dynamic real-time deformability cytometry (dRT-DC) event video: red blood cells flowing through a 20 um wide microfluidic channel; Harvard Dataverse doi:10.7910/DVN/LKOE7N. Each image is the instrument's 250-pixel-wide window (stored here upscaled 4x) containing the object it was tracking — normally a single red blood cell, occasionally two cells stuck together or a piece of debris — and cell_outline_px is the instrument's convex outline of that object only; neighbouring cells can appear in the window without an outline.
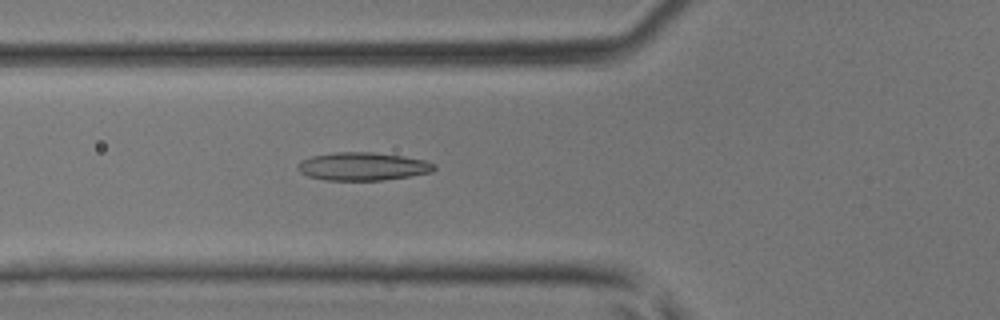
{"species": "common noctule bat (a hibernating species)", "species_latin": "Nyctalus noctula", "temperature_condition": "room temperature", "stored_images_in_passage": 46, "camera_frame_rate_fps": 3000, "um_per_image_px": 0.085, "animal": {"sex": "male", "body_mass_g": 17.9, "forearm_length_mm": 54.2}, "frame": {"image": 1, "passage_image": 17, "time_ms": 5.333, "image_size_px": [1000, 320], "cell_outline_px": [[436, 168], [432, 172], [408, 176], [380, 180], [324, 180], [308, 176], [300, 172], [296, 168], [300, 160], [312, 156], [336, 152], [372, 152], [404, 156], [424, 160], [436, 164]], "centroid_in_image_um": [30.82, 14.14], "position_along_channel_um": 95.0, "area_um2": 22.31}}
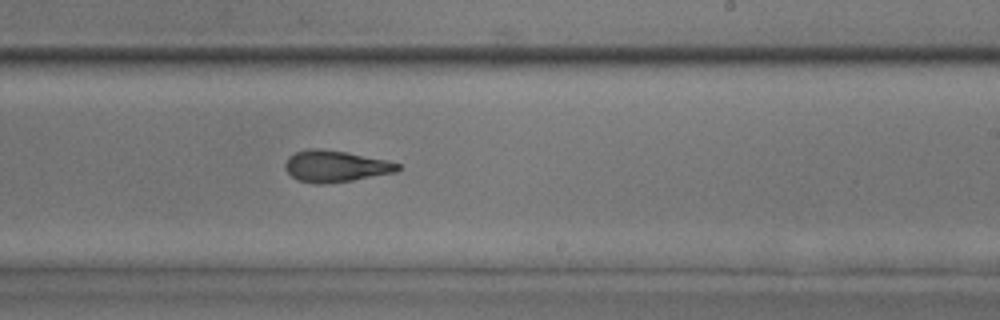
{"frame": {"image": 2, "passage_image": 28, "time_ms": 9.0, "image_size_px": [1000, 320], "cell_outline_px": [[400, 168], [396, 172], [352, 180], [324, 184], [316, 184], [300, 180], [292, 176], [284, 168], [284, 164], [288, 156], [296, 152], [308, 148], [320, 148], [344, 152], [388, 160], [400, 164]], "centroid_in_image_um": [28.5, 14.12], "position_along_channel_um": 260.5, "area_um2": 20.58}}
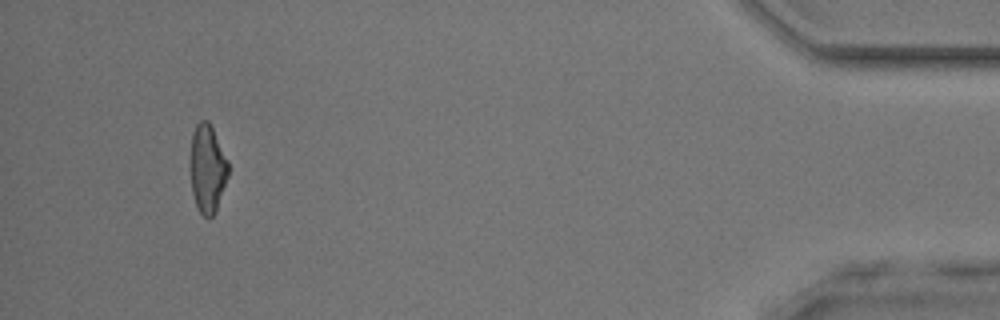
{"frame": {"image": 3, "passage_image": 43, "time_ms": 14.0, "image_size_px": [1000, 320], "cell_outline_px": [[228, 176], [216, 212], [208, 220], [196, 208], [192, 192], [192, 132], [196, 124], [200, 120], [208, 120], [228, 160]], "centroid_in_image_um": [17.65, 14.37], "position_along_channel_um": 417.5, "area_um2": 19.25}}